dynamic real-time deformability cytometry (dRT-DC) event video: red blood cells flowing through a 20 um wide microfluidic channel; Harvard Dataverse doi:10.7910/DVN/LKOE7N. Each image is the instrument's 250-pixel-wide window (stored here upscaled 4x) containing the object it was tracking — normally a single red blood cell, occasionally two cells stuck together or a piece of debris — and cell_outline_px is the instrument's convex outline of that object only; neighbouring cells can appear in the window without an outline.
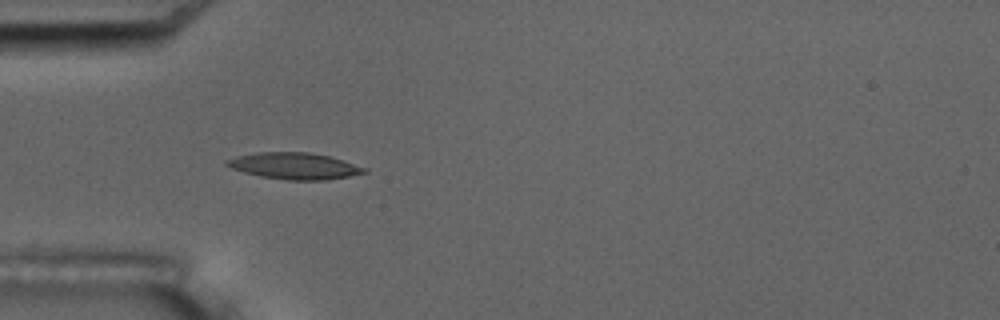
{"species": "common noctule bat (a hibernating species)", "species_latin": "Nyctalus noctula", "temperature_condition": "room temperature", "stored_images_in_passage": 7, "camera_frame_rate_fps": 3000, "um_per_image_px": 0.085, "animal": {"sex": "male", "body_mass_g": 17.5, "forearm_length_mm": 52.3}, "frame": {"image": 1, "passage_image": 6, "time_ms": 5.667, "image_size_px": [1000, 320], "cell_outline_px": [[368, 172], [348, 176], [324, 180], [288, 180], [260, 176], [244, 172], [232, 168], [224, 164], [224, 160], [236, 156], [256, 152], [308, 152], [328, 156], [368, 168]], "centroid_in_image_um": [24.99, 14.1], "position_along_channel_um": 60.0, "area_um2": 21.15}}